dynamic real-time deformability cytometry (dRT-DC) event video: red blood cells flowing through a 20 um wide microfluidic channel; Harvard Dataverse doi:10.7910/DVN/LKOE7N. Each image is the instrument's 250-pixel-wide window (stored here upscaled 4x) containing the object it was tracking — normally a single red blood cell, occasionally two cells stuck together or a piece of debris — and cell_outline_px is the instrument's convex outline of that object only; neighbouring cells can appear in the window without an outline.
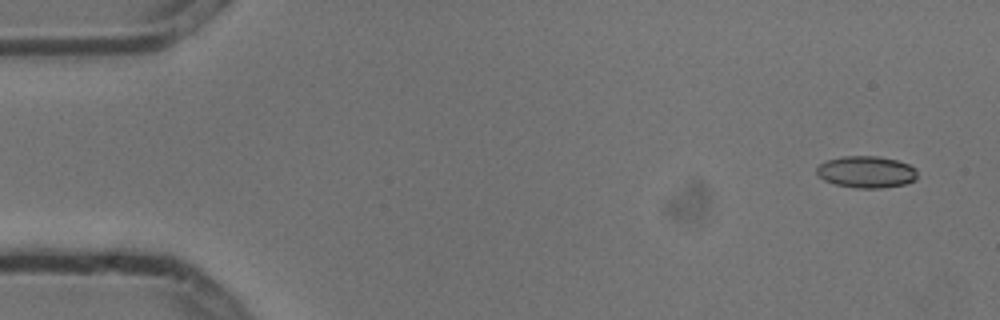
{"species": "common noctule bat (a hibernating species)", "species_latin": "Nyctalus noctula", "temperature_condition": "cold", "stored_images_in_passage": 7, "camera_frame_rate_fps": 3000, "um_per_image_px": 0.085, "animal": {"sex": "male", "body_mass_g": 13.3}, "frame": {"image": 1, "passage_image": 1, "time_ms": 0.0, "image_size_px": [1000, 320], "cell_outline_px": [[916, 180], [904, 184], [880, 188], [856, 188], [836, 184], [824, 180], [816, 172], [816, 168], [820, 164], [828, 160], [840, 156], [876, 156], [896, 160], [908, 164], [916, 168]], "centroid_in_image_um": [73.64, 14.61], "position_along_channel_um": 11.4, "area_um2": 18.55}}
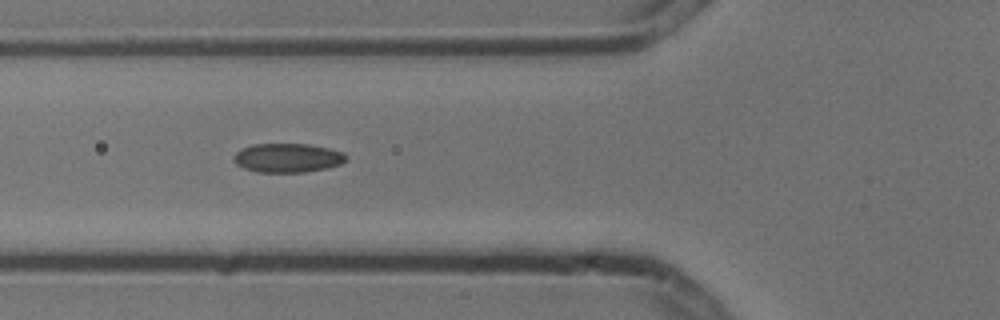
{"frame": {"image": 2, "passage_image": 6, "time_ms": 1.667, "image_size_px": [1000, 320], "cell_outline_px": [[348, 160], [340, 164], [328, 168], [304, 172], [256, 172], [244, 168], [236, 164], [232, 160], [232, 156], [240, 148], [252, 144], [308, 144], [328, 148], [344, 152], [348, 156]], "centroid_in_image_um": [24.44, 13.42], "position_along_channel_um": 101.4, "area_um2": 19.31}}
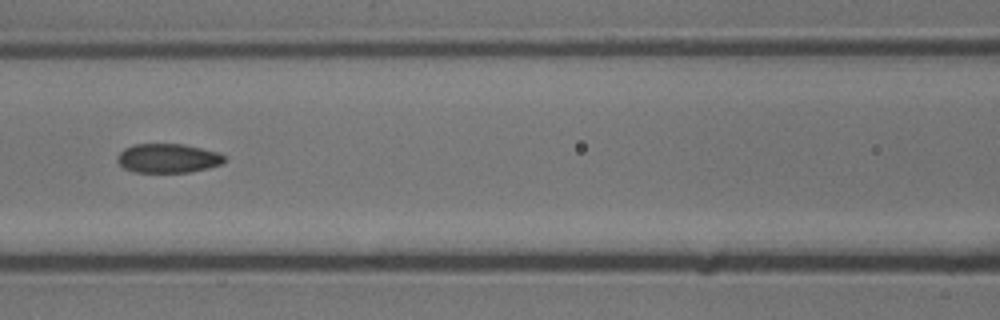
{"frame": {"image": 3, "passage_image": 7, "time_ms": 2.0, "image_size_px": [1000, 320], "cell_outline_px": [[224, 160], [220, 164], [208, 168], [188, 172], [136, 172], [124, 168], [116, 160], [116, 156], [124, 148], [132, 144], [184, 144], [220, 152], [224, 156]], "centroid_in_image_um": [14.25, 13.44], "position_along_channel_um": 152.3, "area_um2": 18.21}}